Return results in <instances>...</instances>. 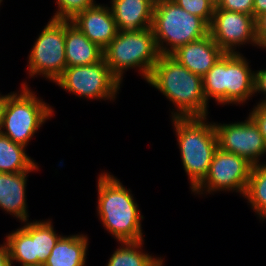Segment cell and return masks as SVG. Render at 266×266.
<instances>
[{
  "label": "cell",
  "instance_id": "obj_10",
  "mask_svg": "<svg viewBox=\"0 0 266 266\" xmlns=\"http://www.w3.org/2000/svg\"><path fill=\"white\" fill-rule=\"evenodd\" d=\"M30 78L43 76L55 82L67 67L65 55V20L50 19L28 55Z\"/></svg>",
  "mask_w": 266,
  "mask_h": 266
},
{
  "label": "cell",
  "instance_id": "obj_2",
  "mask_svg": "<svg viewBox=\"0 0 266 266\" xmlns=\"http://www.w3.org/2000/svg\"><path fill=\"white\" fill-rule=\"evenodd\" d=\"M97 182L96 208L105 230L119 242L144 240L141 227L144 217L131 190L107 172L101 173Z\"/></svg>",
  "mask_w": 266,
  "mask_h": 266
},
{
  "label": "cell",
  "instance_id": "obj_32",
  "mask_svg": "<svg viewBox=\"0 0 266 266\" xmlns=\"http://www.w3.org/2000/svg\"><path fill=\"white\" fill-rule=\"evenodd\" d=\"M258 47H260V48H262V49L265 48V50H266V39H264V40L258 45Z\"/></svg>",
  "mask_w": 266,
  "mask_h": 266
},
{
  "label": "cell",
  "instance_id": "obj_24",
  "mask_svg": "<svg viewBox=\"0 0 266 266\" xmlns=\"http://www.w3.org/2000/svg\"><path fill=\"white\" fill-rule=\"evenodd\" d=\"M179 7L190 14L202 18L208 25L211 24L215 6L208 0H173Z\"/></svg>",
  "mask_w": 266,
  "mask_h": 266
},
{
  "label": "cell",
  "instance_id": "obj_7",
  "mask_svg": "<svg viewBox=\"0 0 266 266\" xmlns=\"http://www.w3.org/2000/svg\"><path fill=\"white\" fill-rule=\"evenodd\" d=\"M21 90L8 97L1 134L16 144L27 147L38 129L52 118L53 109L38 99L25 82ZM5 130V131H4Z\"/></svg>",
  "mask_w": 266,
  "mask_h": 266
},
{
  "label": "cell",
  "instance_id": "obj_16",
  "mask_svg": "<svg viewBox=\"0 0 266 266\" xmlns=\"http://www.w3.org/2000/svg\"><path fill=\"white\" fill-rule=\"evenodd\" d=\"M39 169L36 164L28 172L1 173L0 172V208L21 220L28 221L26 204V184L28 174Z\"/></svg>",
  "mask_w": 266,
  "mask_h": 266
},
{
  "label": "cell",
  "instance_id": "obj_19",
  "mask_svg": "<svg viewBox=\"0 0 266 266\" xmlns=\"http://www.w3.org/2000/svg\"><path fill=\"white\" fill-rule=\"evenodd\" d=\"M88 245V237L84 234L62 236L44 266H85Z\"/></svg>",
  "mask_w": 266,
  "mask_h": 266
},
{
  "label": "cell",
  "instance_id": "obj_29",
  "mask_svg": "<svg viewBox=\"0 0 266 266\" xmlns=\"http://www.w3.org/2000/svg\"><path fill=\"white\" fill-rule=\"evenodd\" d=\"M0 266H11L9 251L6 243L0 245Z\"/></svg>",
  "mask_w": 266,
  "mask_h": 266
},
{
  "label": "cell",
  "instance_id": "obj_28",
  "mask_svg": "<svg viewBox=\"0 0 266 266\" xmlns=\"http://www.w3.org/2000/svg\"><path fill=\"white\" fill-rule=\"evenodd\" d=\"M256 40L258 45L266 39V12L255 19Z\"/></svg>",
  "mask_w": 266,
  "mask_h": 266
},
{
  "label": "cell",
  "instance_id": "obj_26",
  "mask_svg": "<svg viewBox=\"0 0 266 266\" xmlns=\"http://www.w3.org/2000/svg\"><path fill=\"white\" fill-rule=\"evenodd\" d=\"M249 116L255 121L266 140V104L258 103L249 113Z\"/></svg>",
  "mask_w": 266,
  "mask_h": 266
},
{
  "label": "cell",
  "instance_id": "obj_3",
  "mask_svg": "<svg viewBox=\"0 0 266 266\" xmlns=\"http://www.w3.org/2000/svg\"><path fill=\"white\" fill-rule=\"evenodd\" d=\"M205 117H174L173 128L177 136L185 173L193 191L207 176L218 138L213 122Z\"/></svg>",
  "mask_w": 266,
  "mask_h": 266
},
{
  "label": "cell",
  "instance_id": "obj_5",
  "mask_svg": "<svg viewBox=\"0 0 266 266\" xmlns=\"http://www.w3.org/2000/svg\"><path fill=\"white\" fill-rule=\"evenodd\" d=\"M159 56L152 27L137 31H118L103 50L106 64L121 83L124 71L137 67L147 81Z\"/></svg>",
  "mask_w": 266,
  "mask_h": 266
},
{
  "label": "cell",
  "instance_id": "obj_18",
  "mask_svg": "<svg viewBox=\"0 0 266 266\" xmlns=\"http://www.w3.org/2000/svg\"><path fill=\"white\" fill-rule=\"evenodd\" d=\"M65 55L67 66L92 65L103 59V49L65 20Z\"/></svg>",
  "mask_w": 266,
  "mask_h": 266
},
{
  "label": "cell",
  "instance_id": "obj_9",
  "mask_svg": "<svg viewBox=\"0 0 266 266\" xmlns=\"http://www.w3.org/2000/svg\"><path fill=\"white\" fill-rule=\"evenodd\" d=\"M54 83L80 98L110 101L115 99L121 86L104 58L92 65L67 66Z\"/></svg>",
  "mask_w": 266,
  "mask_h": 266
},
{
  "label": "cell",
  "instance_id": "obj_31",
  "mask_svg": "<svg viewBox=\"0 0 266 266\" xmlns=\"http://www.w3.org/2000/svg\"><path fill=\"white\" fill-rule=\"evenodd\" d=\"M12 94L8 93L6 95H2L0 94V133L2 130V126H3V121H4V114H5V109L8 103V97Z\"/></svg>",
  "mask_w": 266,
  "mask_h": 266
},
{
  "label": "cell",
  "instance_id": "obj_11",
  "mask_svg": "<svg viewBox=\"0 0 266 266\" xmlns=\"http://www.w3.org/2000/svg\"><path fill=\"white\" fill-rule=\"evenodd\" d=\"M252 167L253 164L244 157L218 147L213 154L207 176L192 192L201 195L226 190L238 192L243 197Z\"/></svg>",
  "mask_w": 266,
  "mask_h": 266
},
{
  "label": "cell",
  "instance_id": "obj_22",
  "mask_svg": "<svg viewBox=\"0 0 266 266\" xmlns=\"http://www.w3.org/2000/svg\"><path fill=\"white\" fill-rule=\"evenodd\" d=\"M243 197L264 221L266 219V163L253 165Z\"/></svg>",
  "mask_w": 266,
  "mask_h": 266
},
{
  "label": "cell",
  "instance_id": "obj_25",
  "mask_svg": "<svg viewBox=\"0 0 266 266\" xmlns=\"http://www.w3.org/2000/svg\"><path fill=\"white\" fill-rule=\"evenodd\" d=\"M254 0H221L218 9L253 15Z\"/></svg>",
  "mask_w": 266,
  "mask_h": 266
},
{
  "label": "cell",
  "instance_id": "obj_6",
  "mask_svg": "<svg viewBox=\"0 0 266 266\" xmlns=\"http://www.w3.org/2000/svg\"><path fill=\"white\" fill-rule=\"evenodd\" d=\"M152 29L160 55H170L178 47L209 34V25L202 18L188 13L173 0H155Z\"/></svg>",
  "mask_w": 266,
  "mask_h": 266
},
{
  "label": "cell",
  "instance_id": "obj_21",
  "mask_svg": "<svg viewBox=\"0 0 266 266\" xmlns=\"http://www.w3.org/2000/svg\"><path fill=\"white\" fill-rule=\"evenodd\" d=\"M26 147L16 144L0 133V172L30 171L37 163L26 154Z\"/></svg>",
  "mask_w": 266,
  "mask_h": 266
},
{
  "label": "cell",
  "instance_id": "obj_27",
  "mask_svg": "<svg viewBox=\"0 0 266 266\" xmlns=\"http://www.w3.org/2000/svg\"><path fill=\"white\" fill-rule=\"evenodd\" d=\"M263 93L264 100H260V104H266V69L254 72V94Z\"/></svg>",
  "mask_w": 266,
  "mask_h": 266
},
{
  "label": "cell",
  "instance_id": "obj_14",
  "mask_svg": "<svg viewBox=\"0 0 266 266\" xmlns=\"http://www.w3.org/2000/svg\"><path fill=\"white\" fill-rule=\"evenodd\" d=\"M90 41L105 49L118 33L110 7L101 4L78 13L70 20Z\"/></svg>",
  "mask_w": 266,
  "mask_h": 266
},
{
  "label": "cell",
  "instance_id": "obj_33",
  "mask_svg": "<svg viewBox=\"0 0 266 266\" xmlns=\"http://www.w3.org/2000/svg\"><path fill=\"white\" fill-rule=\"evenodd\" d=\"M208 1H210L215 7H217L221 0H208Z\"/></svg>",
  "mask_w": 266,
  "mask_h": 266
},
{
  "label": "cell",
  "instance_id": "obj_17",
  "mask_svg": "<svg viewBox=\"0 0 266 266\" xmlns=\"http://www.w3.org/2000/svg\"><path fill=\"white\" fill-rule=\"evenodd\" d=\"M110 3L118 31L152 27L155 0H111Z\"/></svg>",
  "mask_w": 266,
  "mask_h": 266
},
{
  "label": "cell",
  "instance_id": "obj_1",
  "mask_svg": "<svg viewBox=\"0 0 266 266\" xmlns=\"http://www.w3.org/2000/svg\"><path fill=\"white\" fill-rule=\"evenodd\" d=\"M159 90L176 111L171 117H205L209 103L205 97L202 77L189 71L171 55H160L146 81Z\"/></svg>",
  "mask_w": 266,
  "mask_h": 266
},
{
  "label": "cell",
  "instance_id": "obj_23",
  "mask_svg": "<svg viewBox=\"0 0 266 266\" xmlns=\"http://www.w3.org/2000/svg\"><path fill=\"white\" fill-rule=\"evenodd\" d=\"M58 9L52 19L72 20L78 13L95 6V0H56Z\"/></svg>",
  "mask_w": 266,
  "mask_h": 266
},
{
  "label": "cell",
  "instance_id": "obj_20",
  "mask_svg": "<svg viewBox=\"0 0 266 266\" xmlns=\"http://www.w3.org/2000/svg\"><path fill=\"white\" fill-rule=\"evenodd\" d=\"M121 245L110 257L106 266H163L162 258L144 253V240L119 242Z\"/></svg>",
  "mask_w": 266,
  "mask_h": 266
},
{
  "label": "cell",
  "instance_id": "obj_30",
  "mask_svg": "<svg viewBox=\"0 0 266 266\" xmlns=\"http://www.w3.org/2000/svg\"><path fill=\"white\" fill-rule=\"evenodd\" d=\"M266 12V0H254L253 17L256 19L258 16Z\"/></svg>",
  "mask_w": 266,
  "mask_h": 266
},
{
  "label": "cell",
  "instance_id": "obj_12",
  "mask_svg": "<svg viewBox=\"0 0 266 266\" xmlns=\"http://www.w3.org/2000/svg\"><path fill=\"white\" fill-rule=\"evenodd\" d=\"M213 124L221 150L244 157L253 165L262 163L259 160L266 155V140L250 116L244 122Z\"/></svg>",
  "mask_w": 266,
  "mask_h": 266
},
{
  "label": "cell",
  "instance_id": "obj_8",
  "mask_svg": "<svg viewBox=\"0 0 266 266\" xmlns=\"http://www.w3.org/2000/svg\"><path fill=\"white\" fill-rule=\"evenodd\" d=\"M27 222L5 238L11 266L13 261L21 266L44 265L51 250L62 237L56 234L50 219Z\"/></svg>",
  "mask_w": 266,
  "mask_h": 266
},
{
  "label": "cell",
  "instance_id": "obj_13",
  "mask_svg": "<svg viewBox=\"0 0 266 266\" xmlns=\"http://www.w3.org/2000/svg\"><path fill=\"white\" fill-rule=\"evenodd\" d=\"M209 34L225 53H240L235 50L243 44L258 46L255 18L245 13L215 7Z\"/></svg>",
  "mask_w": 266,
  "mask_h": 266
},
{
  "label": "cell",
  "instance_id": "obj_4",
  "mask_svg": "<svg viewBox=\"0 0 266 266\" xmlns=\"http://www.w3.org/2000/svg\"><path fill=\"white\" fill-rule=\"evenodd\" d=\"M202 82L208 102L213 98L222 105H243L254 96V71L241 53H224Z\"/></svg>",
  "mask_w": 266,
  "mask_h": 266
},
{
  "label": "cell",
  "instance_id": "obj_15",
  "mask_svg": "<svg viewBox=\"0 0 266 266\" xmlns=\"http://www.w3.org/2000/svg\"><path fill=\"white\" fill-rule=\"evenodd\" d=\"M224 53L208 34L202 39L178 47L170 55L189 71L203 77Z\"/></svg>",
  "mask_w": 266,
  "mask_h": 266
}]
</instances>
